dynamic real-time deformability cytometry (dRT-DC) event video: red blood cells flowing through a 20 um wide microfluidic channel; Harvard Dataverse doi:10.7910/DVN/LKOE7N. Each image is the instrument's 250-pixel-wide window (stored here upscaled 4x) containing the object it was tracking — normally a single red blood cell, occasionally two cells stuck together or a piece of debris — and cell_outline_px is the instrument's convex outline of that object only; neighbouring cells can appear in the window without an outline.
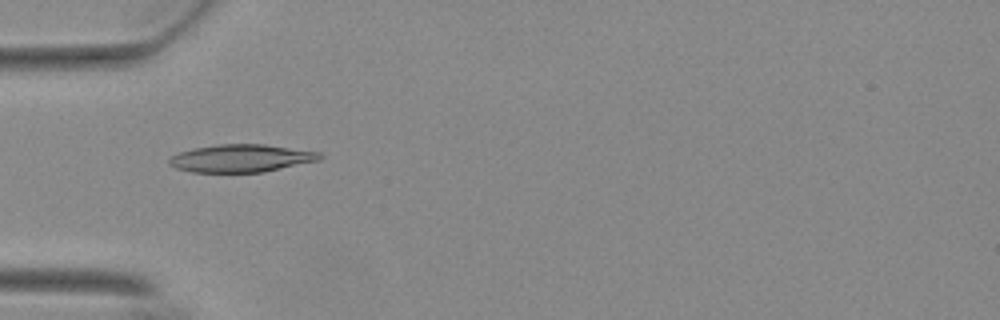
{"species": "Egyptian fruit bat (a non-hibernating species)", "species_latin": "Rousettus aegyptiacus", "temperature_condition": "warm", "stored_images_in_passage": 14, "camera_frame_rate_fps": 3000, "um_per_image_px": 0.085, "animal": {"sex": "female"}, "frame": {"image": 1, "passage_image": 10, "time_ms": 3.0, "image_size_px": [1000, 320], "cell_outline_px": [[324, 156], [320, 160], [264, 172], [192, 172], [176, 168], [168, 164], [168, 160], [172, 156], [180, 152], [192, 148], [216, 144], [264, 144], [320, 152]], "centroid_in_image_um": [20.5, 13.45], "position_along_channel_um": 64.5, "area_um2": 24.39}}
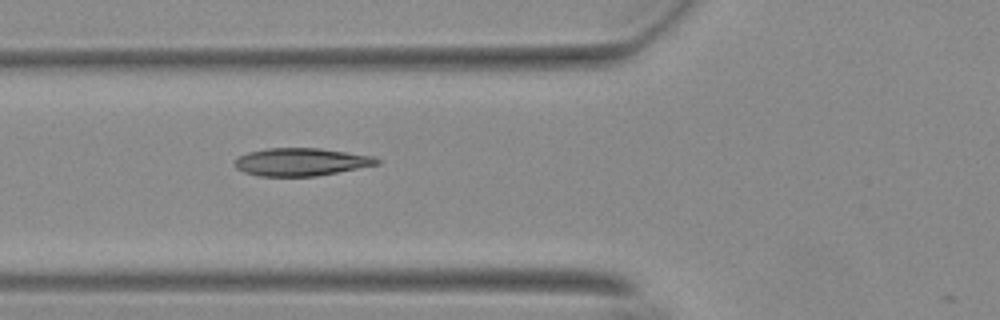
{"frame": {"image": 2, "passage_image": 13, "time_ms": 4.0, "image_size_px": [1000, 320], "cell_outline_px": [[380, 164], [316, 176], [260, 176], [244, 172], [236, 168], [232, 164], [240, 156], [248, 152], [268, 148], [320, 148], [376, 156], [380, 160]], "centroid_in_image_um": [25.61, 13.76], "position_along_channel_um": 100.2, "area_um2": 23.06}}